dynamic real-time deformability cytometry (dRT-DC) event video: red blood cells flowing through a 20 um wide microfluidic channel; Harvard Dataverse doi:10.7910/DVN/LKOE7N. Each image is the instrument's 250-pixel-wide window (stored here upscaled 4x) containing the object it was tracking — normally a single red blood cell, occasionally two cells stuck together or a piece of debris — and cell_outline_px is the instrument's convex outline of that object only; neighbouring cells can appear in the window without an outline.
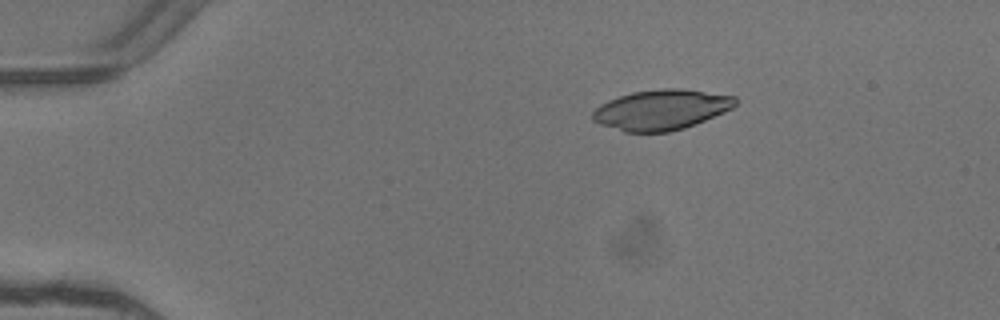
{"species": "common noctule bat (a hibernating species)", "species_latin": "Nyctalus noctula", "temperature_condition": "warm", "stored_images_in_passage": 6, "segment_of_instrument_passage": [2, 2], "camera_frame_rate_fps": 3000, "um_per_image_px": 0.085, "animal": {"sex": "female"}, "frame": {"image": 1, "passage_image": 6, "time_ms": 1.667, "image_size_px": [1000, 320], "cell_outline_px": [[736, 104], [732, 108], [724, 112], [684, 128], [668, 132], [624, 132], [600, 124], [592, 120], [592, 112], [600, 104], [608, 100], [632, 92], [660, 88], [680, 88], [736, 96]], "centroid_in_image_um": [56.19, 9.32], "position_along_channel_um": 28.8, "area_um2": 33.41}}